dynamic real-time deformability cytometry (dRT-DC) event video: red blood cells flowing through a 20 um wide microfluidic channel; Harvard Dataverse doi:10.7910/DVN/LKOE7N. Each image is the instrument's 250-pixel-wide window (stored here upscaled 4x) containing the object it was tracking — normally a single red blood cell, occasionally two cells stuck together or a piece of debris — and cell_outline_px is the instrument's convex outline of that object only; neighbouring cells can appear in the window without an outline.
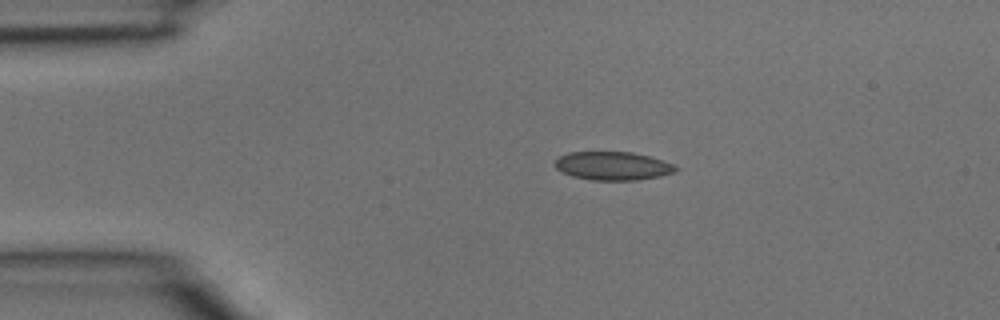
{"species": "common noctule bat (a hibernating species)", "species_latin": "Nyctalus noctula", "temperature_condition": "room temperature", "stored_images_in_passage": 2, "camera_frame_rate_fps": 3000, "um_per_image_px": 0.085, "animal": {"sex": "male", "body_mass_g": 15.6}, "frame": {"image": 1, "passage_image": 2, "time_ms": 0.333, "image_size_px": [1000, 320], "cell_outline_px": [[680, 168], [676, 172], [660, 176], [636, 180], [592, 180], [572, 176], [556, 168], [556, 160], [560, 156], [568, 152], [632, 152], [652, 156], [672, 164]], "centroid_in_image_um": [52.14, 14.1], "position_along_channel_um": 32.9, "area_um2": 20.0}}